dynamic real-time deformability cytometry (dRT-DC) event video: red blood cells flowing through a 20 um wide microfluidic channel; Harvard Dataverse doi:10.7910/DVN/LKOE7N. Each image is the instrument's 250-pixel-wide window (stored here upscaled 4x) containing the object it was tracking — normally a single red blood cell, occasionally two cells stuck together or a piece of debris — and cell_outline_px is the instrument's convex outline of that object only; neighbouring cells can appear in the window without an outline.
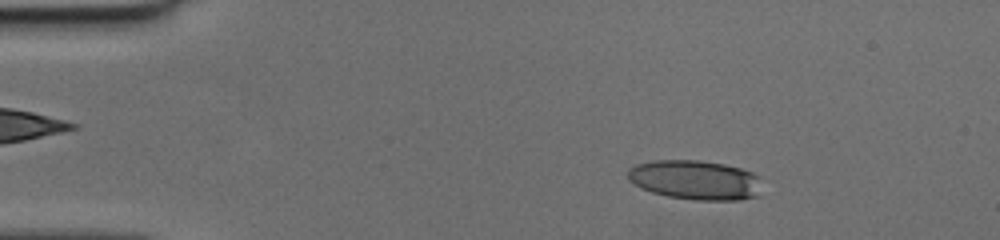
{"species": "human", "species_latin": "Homo sapiens", "temperature_condition": "cold", "stored_images_in_passage": 42, "camera_frame_rate_fps": 3000, "um_per_image_px": 0.085, "donor": {"sex": "female"}, "frame": {"image": 1, "passage_image": 1, "time_ms": 0.0, "image_size_px": [1000, 240], "cell_outline_px": [[760, 196], [740, 200], [692, 200], [668, 196], [652, 192], [640, 188], [628, 180], [628, 168], [636, 164], [656, 160], [700, 160], [724, 164], [740, 168], [752, 172], [760, 176]], "centroid_in_image_um": [59.11, 15.3], "position_along_channel_um": 25.9, "area_um2": 31.21}}
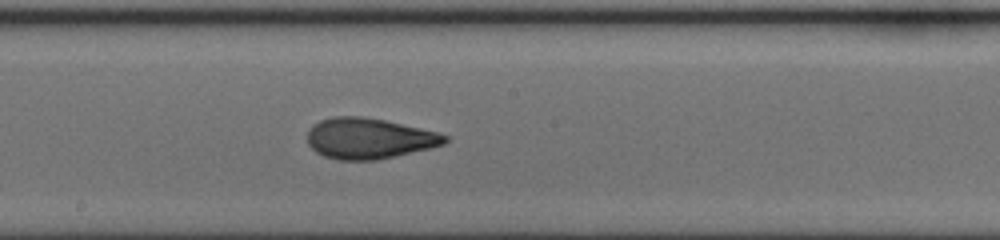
{"frame": {"image": 2, "passage_image": 20, "time_ms": 6.333, "image_size_px": [1000, 240], "cell_outline_px": [[448, 140], [444, 144], [396, 156], [376, 160], [340, 160], [324, 156], [316, 152], [308, 144], [308, 132], [312, 124], [320, 120], [332, 116], [360, 116], [384, 120], [440, 132], [448, 136]], "centroid_in_image_um": [31.36, 11.76], "position_along_channel_um": 216.8, "area_um2": 32.66}}
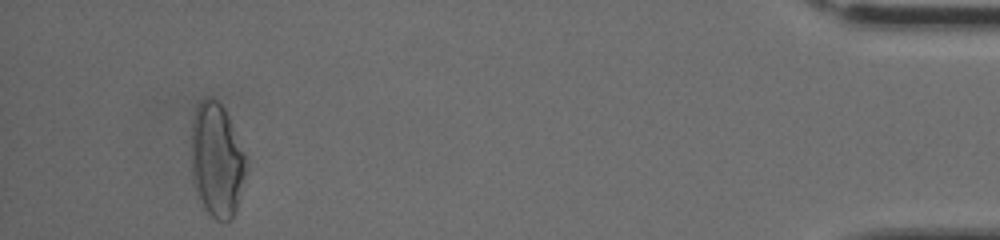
{"frame": {"image": 3, "passage_image": 39, "time_ms": 12.667, "image_size_px": [1000, 240], "cell_outline_px": [[244, 172], [236, 208], [232, 216], [228, 220], [216, 220], [204, 208], [196, 192], [192, 180], [192, 120], [196, 108], [200, 100], [204, 96], [208, 96], [216, 100], [224, 108], [228, 116], [244, 156]], "centroid_in_image_um": [18.36, 13.57], "position_along_channel_um": 416.8, "area_um2": 35.43}}